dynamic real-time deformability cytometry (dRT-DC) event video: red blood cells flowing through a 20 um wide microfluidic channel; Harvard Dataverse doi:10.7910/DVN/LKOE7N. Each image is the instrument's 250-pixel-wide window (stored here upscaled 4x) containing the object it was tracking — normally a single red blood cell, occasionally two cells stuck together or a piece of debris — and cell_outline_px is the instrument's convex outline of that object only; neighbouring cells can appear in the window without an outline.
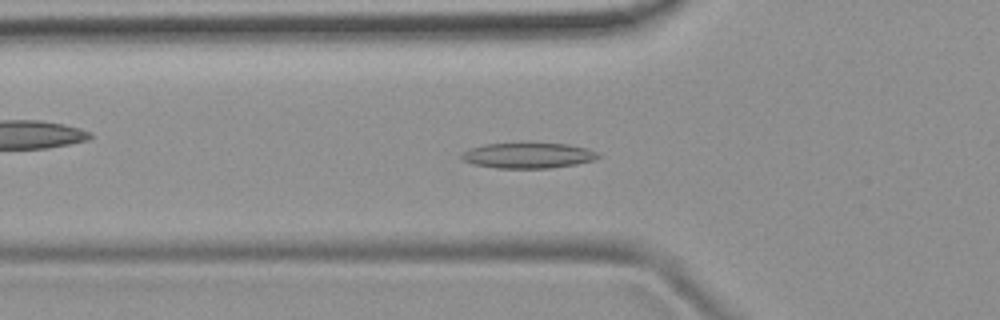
{"species": "common noctule bat (a hibernating species)", "species_latin": "Nyctalus noctula", "temperature_condition": "room temperature", "stored_images_in_passage": 51, "camera_frame_rate_fps": 3000, "um_per_image_px": 0.085, "animal": {"sex": "female", "body_mass_g": 19.9}, "frame": {"image": 1, "passage_image": 17, "time_ms": 5.333, "image_size_px": [1000, 320], "cell_outline_px": [[600, 156], [592, 160], [576, 164], [552, 168], [496, 168], [472, 164], [460, 160], [460, 156], [468, 148], [484, 144], [568, 144], [588, 148], [596, 152]], "centroid_in_image_um": [44.84, 13.23], "position_along_channel_um": 81.0, "area_um2": 20.17}}
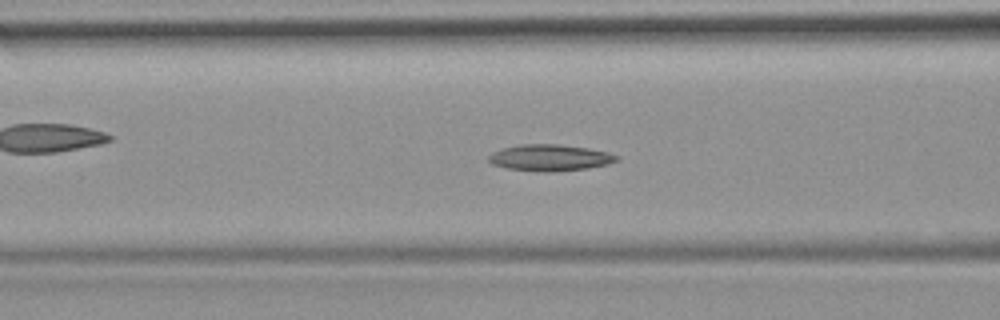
{"frame": {"image": 2, "passage_image": 20, "time_ms": 6.333, "image_size_px": [1000, 320], "cell_outline_px": [[620, 160], [608, 164], [588, 168], [552, 172], [536, 172], [508, 168], [492, 164], [488, 160], [488, 156], [492, 152], [504, 148], [520, 144], [556, 144], [588, 148], [608, 152], [620, 156]], "centroid_in_image_um": [46.77, 13.41], "position_along_channel_um": 119.8, "area_um2": 19.83}}
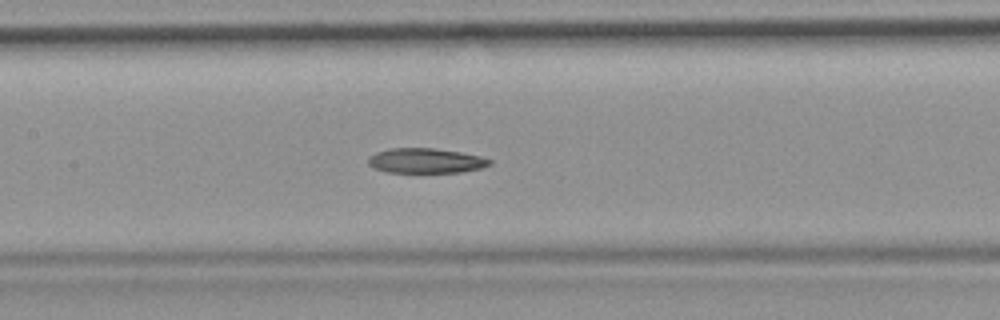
{"frame": {"image": 3, "passage_image": 24, "time_ms": 7.667, "image_size_px": [1000, 320], "cell_outline_px": [[492, 164], [484, 168], [460, 172], [384, 172], [372, 168], [368, 164], [368, 156], [376, 152], [388, 148], [436, 148], [460, 152], [480, 156], [492, 160]], "centroid_in_image_um": [36.17, 13.66], "position_along_channel_um": 171.2, "area_um2": 17.86}, "authors_computed_cell_mechanics": {"area_um2": 19.3052, "velocity_mm_per_s": 3.8495, "shape_relaxation_time_tau1_ms": null, "shape_relaxation_time_tau2_ms": 9.6589, "deformation_change_tau1": null, "deformation_change_tau2": 0.1647}}